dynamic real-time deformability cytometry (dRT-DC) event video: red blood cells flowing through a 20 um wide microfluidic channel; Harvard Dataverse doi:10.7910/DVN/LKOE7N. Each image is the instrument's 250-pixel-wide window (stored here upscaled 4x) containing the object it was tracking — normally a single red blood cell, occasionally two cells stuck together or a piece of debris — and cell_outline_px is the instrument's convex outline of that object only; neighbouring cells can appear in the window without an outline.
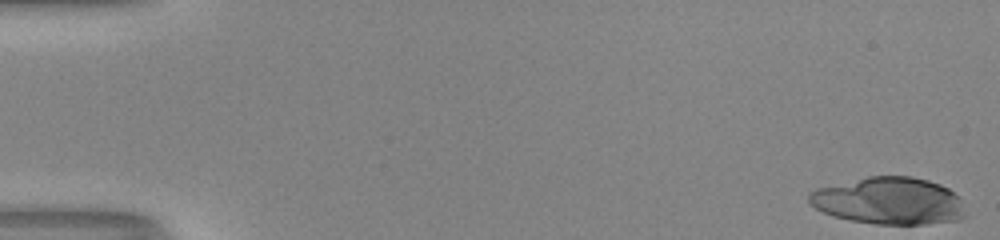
{"species": "human", "species_latin": "Homo sapiens", "temperature_condition": "room temperature", "stored_images_in_passage": 52, "camera_frame_rate_fps": 3000, "um_per_image_px": 0.085, "donor": {"sex": "male"}, "frame": {"image": 1, "passage_image": 1, "time_ms": 0.0, "image_size_px": [1000, 240], "cell_outline_px": [[964, 216], [960, 220], [924, 224], [876, 224], [848, 220], [832, 216], [816, 208], [808, 200], [808, 192], [816, 188], [868, 176], [912, 176], [928, 180], [940, 184], [948, 188], [960, 200]], "centroid_in_image_um": [75.52, 17.07], "position_along_channel_um": 9.5, "area_um2": 42.89}}
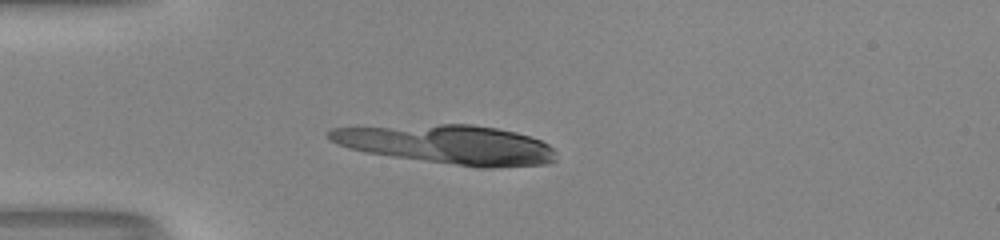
{"frame": {"image": 2, "passage_image": 15, "time_ms": 4.667, "image_size_px": [1000, 240], "cell_outline_px": [[556, 160], [548, 164], [492, 168], [476, 168], [364, 152], [348, 148], [336, 144], [328, 140], [324, 136], [332, 128], [356, 124], [472, 124], [496, 128], [516, 132], [540, 140], [548, 144], [556, 152]], "centroid_in_image_um": [37.92, 12.25], "position_along_channel_um": 47.1, "area_um2": 53.23}, "authors_computed_cell_mechanics": {"area_um2": 20.3456, "velocity_mm_per_s": 4.0316, "shape_relaxation_time_tau1_ms": 10.9012, "shape_relaxation_time_tau2_ms": 1.2538, "deformation_change_tau1": 0.2967, "deformation_change_tau2": 0.0744}}